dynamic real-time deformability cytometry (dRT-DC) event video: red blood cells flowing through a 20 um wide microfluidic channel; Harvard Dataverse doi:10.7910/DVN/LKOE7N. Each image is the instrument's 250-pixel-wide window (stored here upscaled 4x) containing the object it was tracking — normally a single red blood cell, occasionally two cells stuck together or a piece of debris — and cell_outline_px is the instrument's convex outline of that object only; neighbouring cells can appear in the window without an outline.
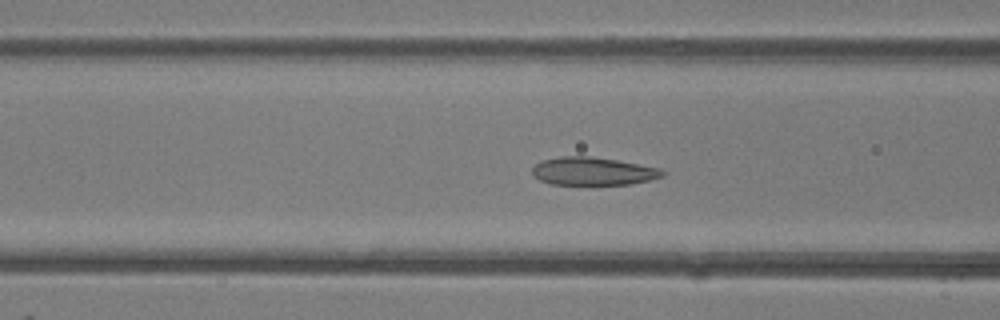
{"species": "common noctule bat (a hibernating species)", "species_latin": "Nyctalus noctula", "temperature_condition": "room temperature", "stored_images_in_passage": 41, "camera_frame_rate_fps": 3000, "um_per_image_px": 0.085, "animal": {"sex": "female"}, "frame": {"image": 1, "passage_image": 12, "time_ms": 3.667, "image_size_px": [1000, 320], "cell_outline_px": [[664, 176], [652, 180], [632, 184], [548, 184], [532, 176], [532, 168], [536, 164], [544, 160], [560, 156], [588, 156], [616, 160], [660, 168], [664, 172]], "centroid_in_image_um": [50.4, 14.56], "position_along_channel_um": 116.2, "area_um2": 21.21}}
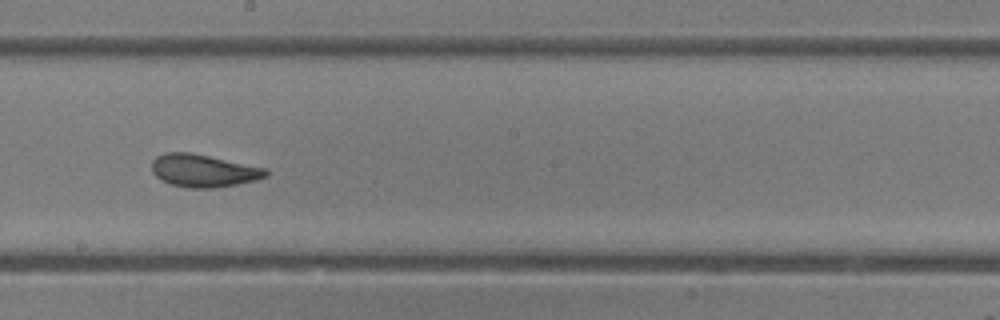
{"frame": {"image": 2, "passage_image": 20, "time_ms": 6.333, "image_size_px": [1000, 320], "cell_outline_px": [[268, 176], [256, 180], [216, 188], [188, 188], [172, 184], [160, 180], [152, 172], [152, 160], [156, 156], [164, 152], [192, 152], [268, 168]], "centroid_in_image_um": [17.3, 14.49], "position_along_channel_um": 230.9, "area_um2": 22.02}}
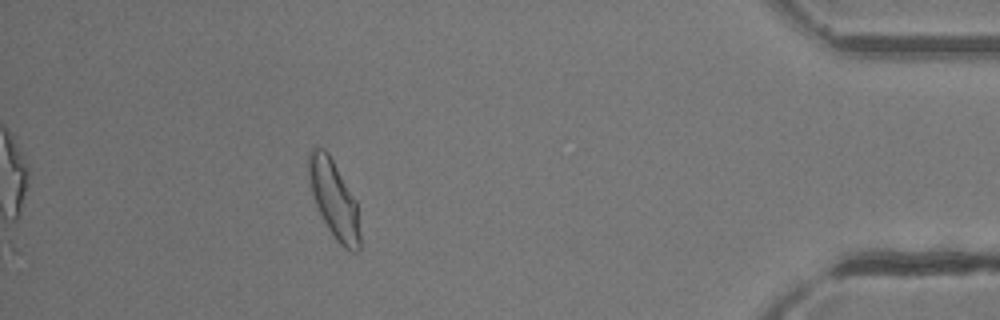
{"frame": {"image": 3, "passage_image": 36, "time_ms": 11.667, "image_size_px": [1000, 320], "cell_outline_px": [[360, 248], [356, 252], [352, 252], [344, 248], [332, 236], [316, 208], [312, 196], [308, 176], [308, 152], [316, 144], [324, 148], [328, 152], [356, 200], [360, 236]], "centroid_in_image_um": [28.36, 16.92], "position_along_channel_um": 406.8, "area_um2": 23.58}, "authors_computed_cell_mechanics": {"area_um2": 22.1374, "velocity_mm_per_s": 4.2998, "shape_relaxation_time_tau1_ms": 6.0701, "shape_relaxation_time_tau2_ms": 1.1312, "deformation_change_tau1": 0.1803, "deformation_change_tau2": 0.0611}}